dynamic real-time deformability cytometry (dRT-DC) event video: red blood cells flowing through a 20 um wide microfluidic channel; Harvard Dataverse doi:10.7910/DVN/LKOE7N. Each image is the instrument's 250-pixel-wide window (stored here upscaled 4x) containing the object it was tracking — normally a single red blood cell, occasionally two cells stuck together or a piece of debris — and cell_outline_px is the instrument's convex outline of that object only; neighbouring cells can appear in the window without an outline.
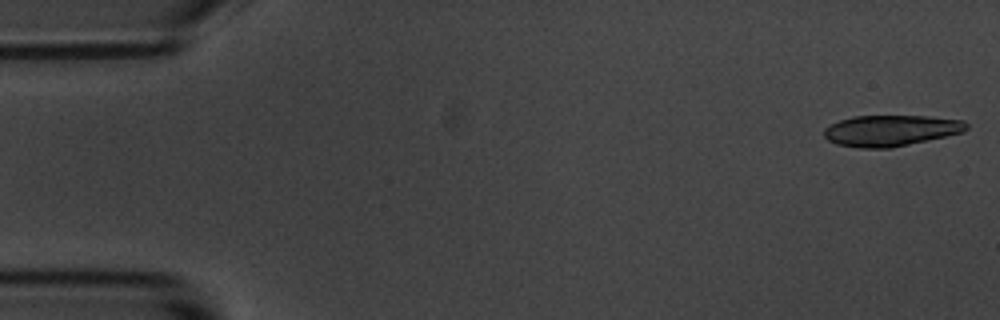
{"species": "common noctule bat (a hibernating species)", "species_latin": "Nyctalus noctula", "temperature_condition": "room temperature", "stored_images_in_passage": 6, "segment_of_instrument_passage": [1, 2], "camera_frame_rate_fps": 3000, "um_per_image_px": 0.085, "animal": {"sex": "male", "body_mass_g": 20.1, "forearm_length_mm": 53.5}, "frame": {"image": 1, "passage_image": 1, "time_ms": 0.0, "image_size_px": [1000, 320], "cell_outline_px": [[968, 128], [964, 132], [892, 148], [860, 148], [836, 144], [828, 140], [824, 136], [824, 128], [840, 120], [852, 116], [928, 116], [964, 120], [968, 124]], "centroid_in_image_um": [75.73, 11.1], "position_along_channel_um": 9.3, "area_um2": 25.84}}